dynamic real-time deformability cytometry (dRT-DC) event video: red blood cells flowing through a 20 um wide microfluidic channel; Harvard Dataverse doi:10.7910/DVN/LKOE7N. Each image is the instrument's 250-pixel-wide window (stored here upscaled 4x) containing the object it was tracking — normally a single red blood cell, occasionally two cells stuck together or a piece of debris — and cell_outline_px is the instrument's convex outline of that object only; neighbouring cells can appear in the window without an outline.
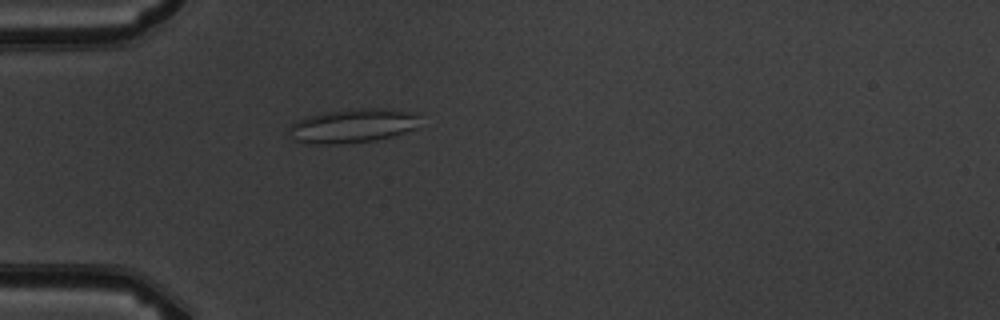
{"species": "common noctule bat (a hibernating species)", "species_latin": "Nyctalus noctula", "temperature_condition": "warm", "stored_images_in_passage": 1, "camera_frame_rate_fps": 3000, "um_per_image_px": 0.085, "animal": {"sex": "male", "body_mass_g": 19.5, "forearm_length_mm": 54.6}, "frame": {"image": 1, "passage_image": 1, "time_ms": 0.0, "image_size_px": [1000, 320], "cell_outline_px": [[420, 116], [416, 128], [392, 136], [376, 140], [344, 144], [312, 144], [296, 140], [288, 128], [296, 120], [304, 116], [328, 112], [364, 108], [384, 108], [416, 112]], "centroid_in_image_um": [30.01, 10.69], "position_along_channel_um": 55.0, "area_um2": 25.95}}